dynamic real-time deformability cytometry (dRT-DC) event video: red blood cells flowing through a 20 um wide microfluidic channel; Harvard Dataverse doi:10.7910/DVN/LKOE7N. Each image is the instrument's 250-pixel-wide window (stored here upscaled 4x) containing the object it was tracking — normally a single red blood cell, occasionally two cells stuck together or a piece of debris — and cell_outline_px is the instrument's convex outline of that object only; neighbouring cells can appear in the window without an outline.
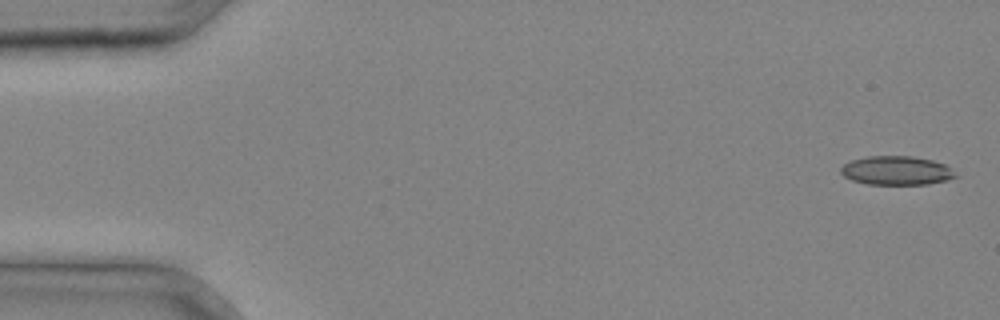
{"species": "common noctule bat (a hibernating species)", "species_latin": "Nyctalus noctula", "temperature_condition": "cold", "stored_images_in_passage": 36, "camera_frame_rate_fps": 3000, "um_per_image_px": 0.085, "animal": {"sex": "male", "body_mass_g": 20.4}, "frame": {"image": 1, "passage_image": 1, "time_ms": 0.0, "image_size_px": [1000, 320], "cell_outline_px": [[960, 176], [928, 184], [868, 184], [852, 180], [844, 176], [840, 172], [840, 168], [844, 164], [852, 160], [868, 156], [912, 156], [932, 160], [944, 164]], "centroid_in_image_um": [76.19, 14.49], "position_along_channel_um": 8.8, "area_um2": 19.19}}
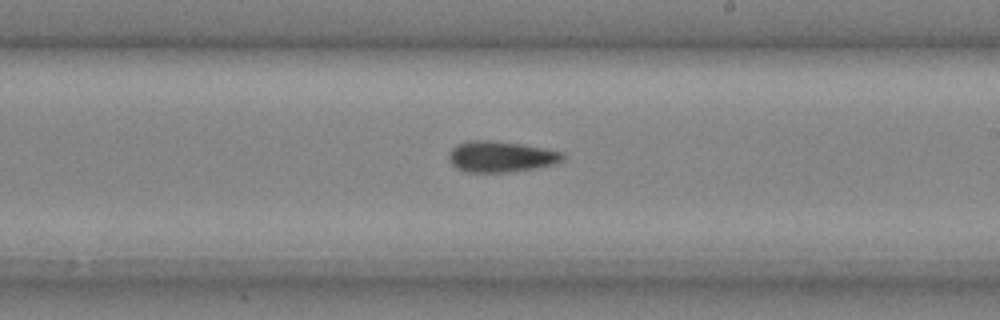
{"frame": {"image": 2, "passage_image": 22, "time_ms": 7.0, "image_size_px": [1000, 320], "cell_outline_px": [[564, 160], [556, 164], [536, 168], [508, 172], [464, 172], [456, 168], [448, 160], [448, 152], [456, 144], [468, 140], [488, 140], [524, 144], [564, 152]], "centroid_in_image_um": [42.56, 13.31], "position_along_channel_um": 246.4, "area_um2": 20.92}}
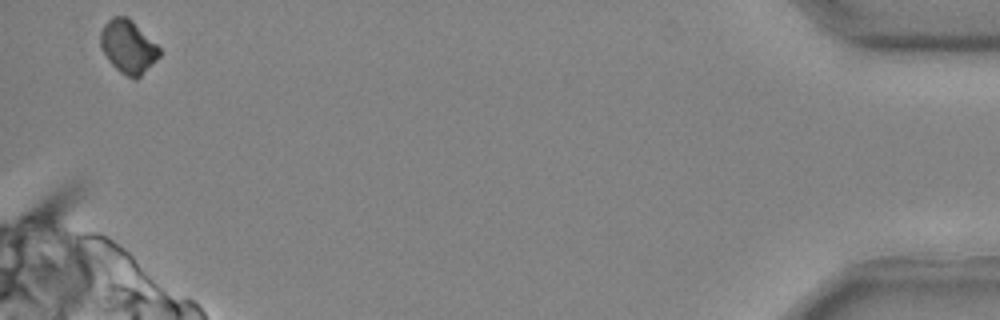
{"frame": {"image": 3, "passage_image": 36, "time_ms": 11.667, "image_size_px": [1000, 320], "cell_outline_px": [[160, 56], [136, 80], [132, 80], [120, 72], [108, 60], [100, 48], [100, 32], [104, 24], [112, 16], [128, 16], [160, 48]], "centroid_in_image_um": [10.86, 3.97], "position_along_channel_um": 424.3, "area_um2": 18.32}}